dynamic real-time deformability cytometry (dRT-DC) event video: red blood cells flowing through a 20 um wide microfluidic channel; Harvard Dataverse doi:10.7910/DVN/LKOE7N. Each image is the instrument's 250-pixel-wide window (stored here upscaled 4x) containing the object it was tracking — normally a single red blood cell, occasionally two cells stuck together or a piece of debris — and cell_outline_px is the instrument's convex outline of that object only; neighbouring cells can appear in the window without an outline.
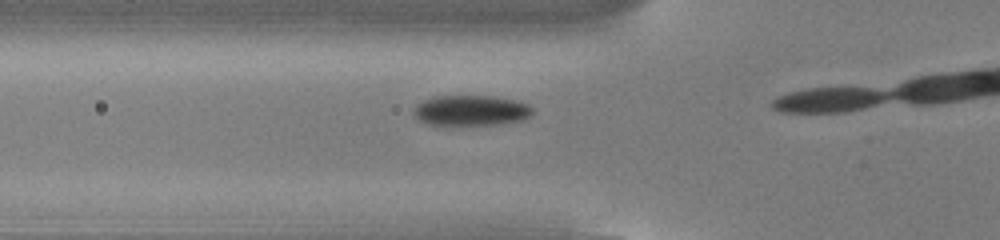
{"species": "common noctule bat (a hibernating species)", "species_latin": "Nyctalus noctula", "temperature_condition": "cold", "stored_images_in_passage": 15, "camera_frame_rate_fps": 3000, "um_per_image_px": 0.085, "animal": {"sex": "male", "body_mass_g": 13.0, "forearm_length_mm": 53.1}, "frame": {"image": 1, "passage_image": 13, "time_ms": 4.0, "image_size_px": [1000, 240], "cell_outline_px": [[532, 112], [524, 120], [504, 124], [428, 124], [412, 116], [412, 112], [416, 104], [424, 100], [436, 96], [492, 96], [520, 100], [528, 104], [532, 108]], "centroid_in_image_um": [40.05, 9.38], "position_along_channel_um": 85.8, "area_um2": 21.15}}